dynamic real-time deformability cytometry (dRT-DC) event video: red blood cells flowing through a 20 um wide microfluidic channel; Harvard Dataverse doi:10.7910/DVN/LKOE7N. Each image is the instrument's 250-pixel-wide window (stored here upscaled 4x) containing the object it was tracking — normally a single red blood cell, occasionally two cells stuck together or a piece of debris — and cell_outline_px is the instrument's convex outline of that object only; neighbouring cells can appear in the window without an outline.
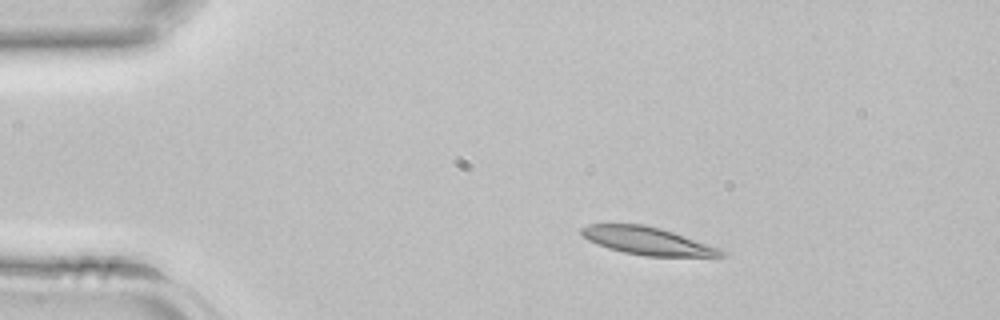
{"species": "common noctule bat (a hibernating species)", "species_latin": "Nyctalus noctula", "temperature_condition": "room temperature", "stored_images_in_passage": 35, "camera_frame_rate_fps": 3000, "um_per_image_px": 0.085, "animal": {"sex": "female", "body_mass_g": 22.7, "forearm_length_mm": 54.2}, "frame": {"image": 1, "passage_image": 1, "time_ms": 0.0, "image_size_px": [1000, 320], "cell_outline_px": [[728, 252], [724, 256], [644, 256], [624, 252], [608, 248], [588, 240], [580, 232], [580, 228], [588, 224], [644, 224], [660, 228], [720, 248]], "centroid_in_image_um": [55.02, 20.47], "position_along_channel_um": 30.0, "area_um2": 22.37}}
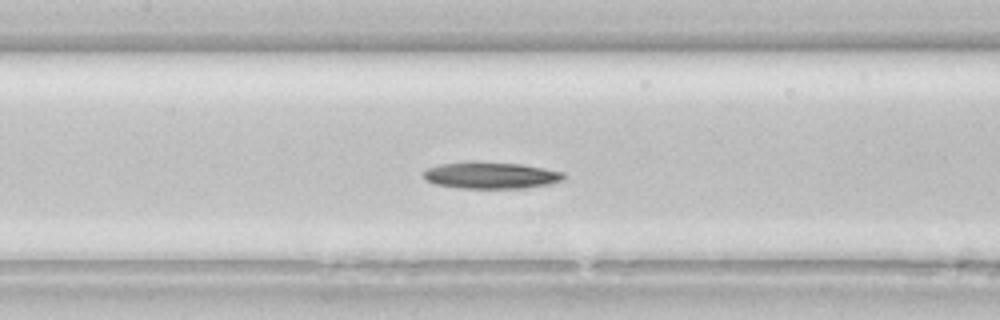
{"frame": {"image": 2, "passage_image": 13, "time_ms": 4.0, "image_size_px": [1000, 320], "cell_outline_px": [[564, 180], [548, 184], [524, 188], [460, 188], [432, 184], [424, 180], [424, 172], [428, 168], [440, 164], [520, 164], [544, 168], [564, 172]], "centroid_in_image_um": [41.75, 14.95], "position_along_channel_um": 165.7, "area_um2": 20.92}}
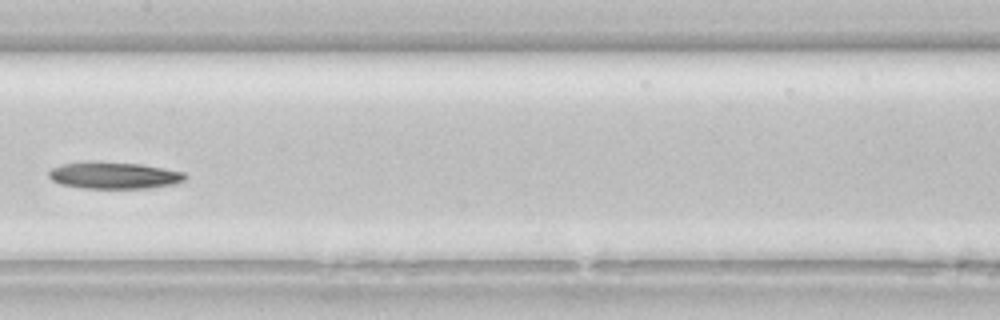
{"frame": {"image": 3, "passage_image": 15, "time_ms": 4.667, "image_size_px": [1000, 320], "cell_outline_px": [[188, 176], [184, 180], [176, 184], [148, 188], [84, 188], [60, 184], [52, 180], [48, 176], [48, 172], [52, 168], [60, 164], [92, 160], [100, 160], [140, 164], [164, 168], [184, 172]], "centroid_in_image_um": [9.68, 14.89], "position_along_channel_um": 197.7, "area_um2": 21.73}}